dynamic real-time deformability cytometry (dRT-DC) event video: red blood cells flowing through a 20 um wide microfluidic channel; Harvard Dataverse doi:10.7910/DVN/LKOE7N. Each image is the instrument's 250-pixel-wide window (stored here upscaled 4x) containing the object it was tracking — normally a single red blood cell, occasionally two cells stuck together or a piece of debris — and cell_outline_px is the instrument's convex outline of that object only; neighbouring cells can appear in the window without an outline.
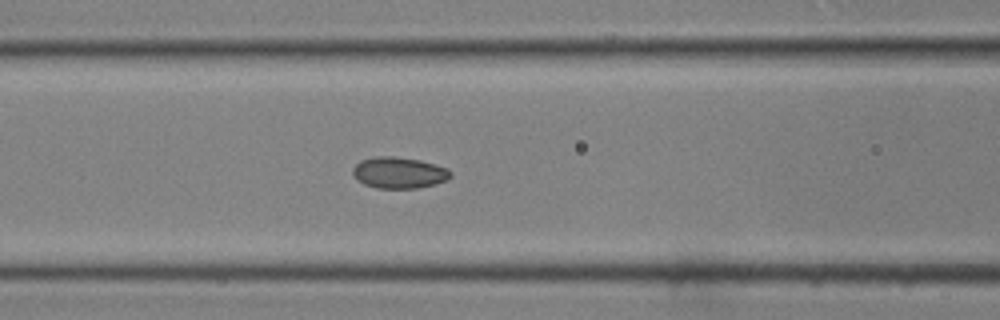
{"species": "common noctule bat (a hibernating species)", "species_latin": "Nyctalus noctula", "temperature_condition": "room temperature", "stored_images_in_passage": 36, "camera_frame_rate_fps": 3000, "um_per_image_px": 0.085, "animal": {"sex": "male", "body_mass_g": 19.0, "forearm_length_mm": 50.8}, "frame": {"image": 1, "passage_image": 18, "time_ms": 5.667, "image_size_px": [1000, 320], "cell_outline_px": [[452, 176], [448, 180], [436, 184], [416, 188], [376, 188], [364, 184], [356, 180], [352, 172], [352, 168], [360, 160], [376, 156], [392, 156], [420, 160], [436, 164], [448, 168], [452, 172]], "centroid_in_image_um": [33.92, 14.68], "position_along_channel_um": 132.7, "area_um2": 18.09}}
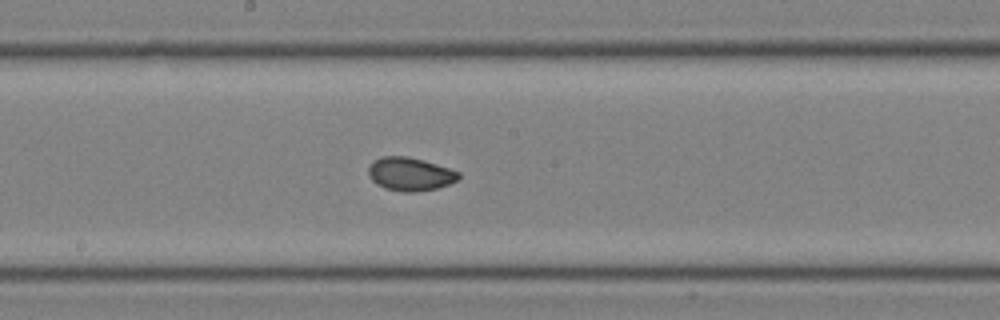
{"frame": {"image": 2, "passage_image": 23, "time_ms": 7.333, "image_size_px": [1000, 320], "cell_outline_px": [[460, 176], [456, 180], [448, 184], [436, 188], [416, 192], [400, 192], [384, 188], [376, 184], [368, 176], [368, 164], [384, 156], [408, 156], [424, 160], [460, 172]], "centroid_in_image_um": [34.82, 14.8], "position_along_channel_um": 213.4, "area_um2": 17.57}}
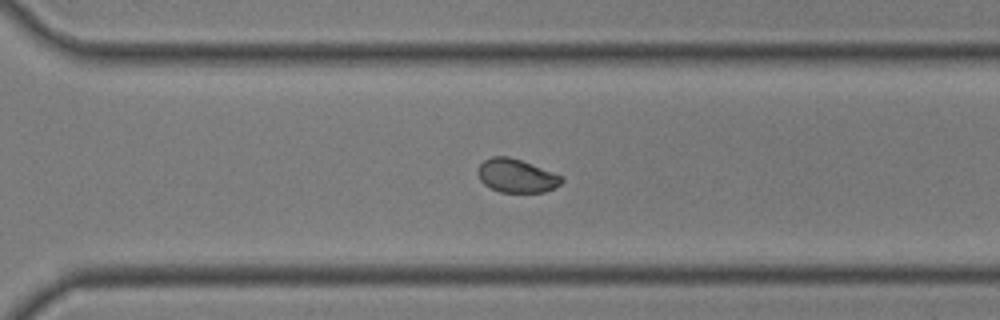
{"frame": {"image": 3, "passage_image": 30, "time_ms": 9.667, "image_size_px": [1000, 320], "cell_outline_px": [[564, 180], [560, 184], [544, 192], [500, 192], [484, 184], [480, 180], [476, 172], [480, 164], [484, 160], [492, 156], [508, 156], [520, 160], [564, 176]], "centroid_in_image_um": [43.89, 14.93], "position_along_channel_um": 326.7, "area_um2": 16.3}}